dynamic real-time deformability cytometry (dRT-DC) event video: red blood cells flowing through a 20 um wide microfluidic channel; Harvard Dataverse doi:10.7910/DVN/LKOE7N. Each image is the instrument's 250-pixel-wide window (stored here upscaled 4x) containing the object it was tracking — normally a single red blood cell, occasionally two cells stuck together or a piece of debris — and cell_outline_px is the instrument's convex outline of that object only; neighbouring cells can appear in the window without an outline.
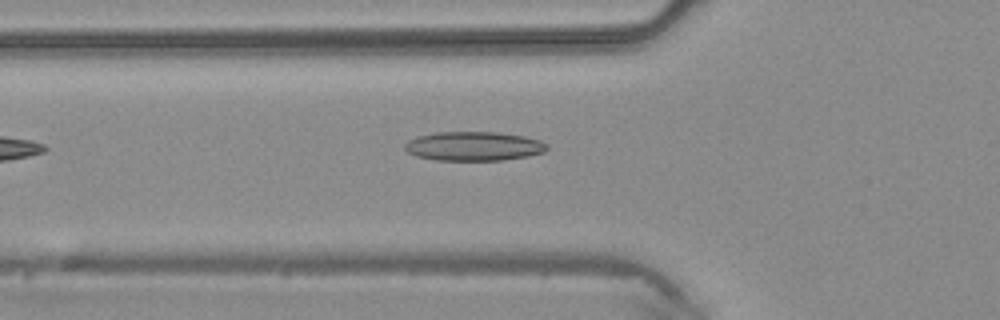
{"species": "common noctule bat (a hibernating species)", "species_latin": "Nyctalus noctula", "temperature_condition": "warm", "stored_images_in_passage": 6, "camera_frame_rate_fps": 3000, "um_per_image_px": 0.085, "animal": {"sex": "male", "body_mass_g": 20.4}, "frame": {"image": 1, "passage_image": 6, "time_ms": 1.667, "image_size_px": [1000, 320], "cell_outline_px": [[548, 148], [544, 152], [528, 156], [504, 160], [436, 160], [416, 156], [408, 152], [404, 148], [404, 144], [408, 140], [420, 136], [436, 132], [496, 132], [524, 136], [540, 140], [548, 144]], "centroid_in_image_um": [40.29, 12.43], "position_along_channel_um": 85.5, "area_um2": 24.16}}